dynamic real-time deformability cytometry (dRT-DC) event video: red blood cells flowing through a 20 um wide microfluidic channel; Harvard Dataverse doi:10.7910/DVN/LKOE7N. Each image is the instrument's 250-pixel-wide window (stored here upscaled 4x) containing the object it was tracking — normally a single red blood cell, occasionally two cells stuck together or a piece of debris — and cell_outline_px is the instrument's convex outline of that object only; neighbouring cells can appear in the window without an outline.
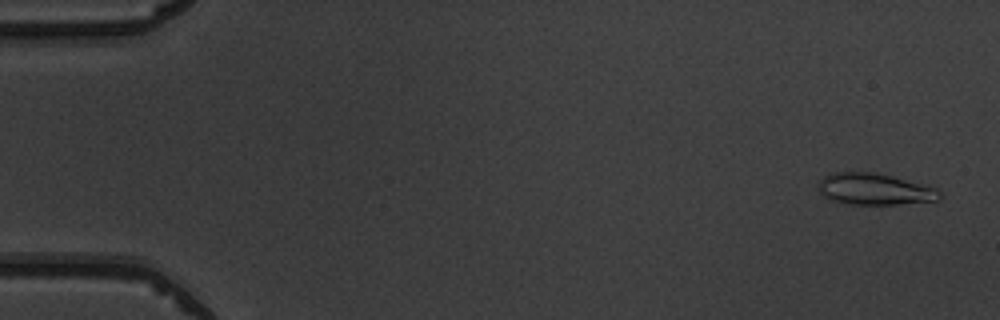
{"species": "common noctule bat (a hibernating species)", "species_latin": "Nyctalus noctula", "temperature_condition": "warm", "stored_images_in_passage": 51, "camera_frame_rate_fps": 3000, "um_per_image_px": 0.085, "animal": {"sex": "male", "body_mass_g": 19.5, "forearm_length_mm": 54.6}, "frame": {"image": 1, "passage_image": 2, "time_ms": 0.333, "image_size_px": [1000, 320], "cell_outline_px": [[940, 200], [896, 204], [848, 204], [828, 200], [820, 192], [816, 184], [824, 176], [836, 172], [872, 172], [892, 176], [936, 188], [940, 192]], "centroid_in_image_um": [74.28, 16.08], "position_along_channel_um": 10.7, "area_um2": 22.2}}
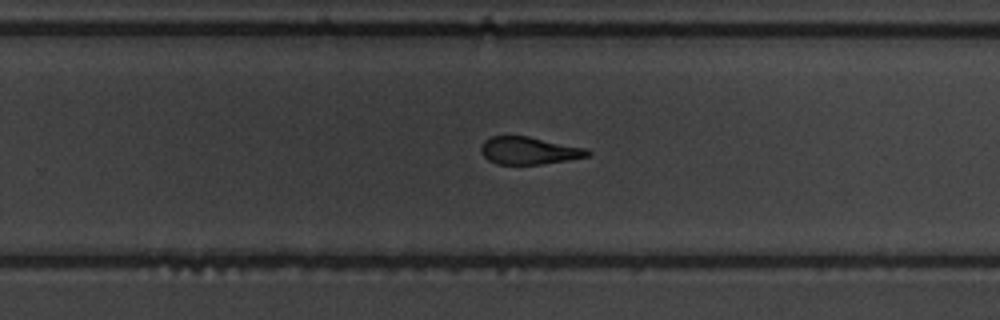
{"frame": {"image": 2, "passage_image": 33, "time_ms": 10.667, "image_size_px": [1000, 320], "cell_outline_px": [[592, 152], [588, 156], [568, 160], [540, 164], [496, 164], [488, 160], [480, 152], [480, 148], [484, 140], [492, 136], [528, 136], [588, 148]], "centroid_in_image_um": [44.97, 12.8], "position_along_channel_um": 284.8, "area_um2": 17.17}}
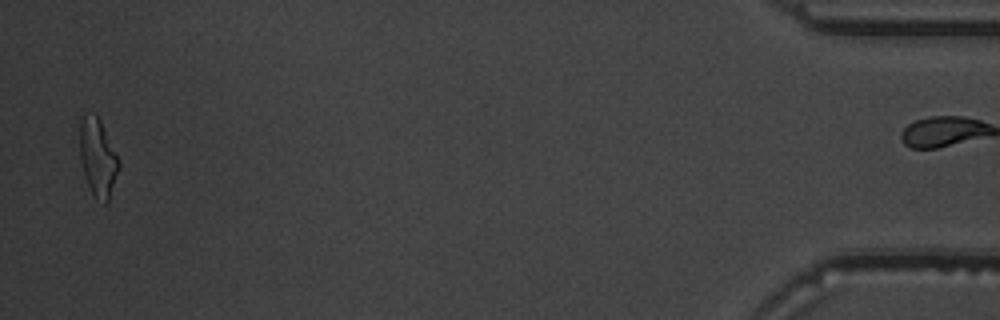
{"frame": {"image": 3, "passage_image": 50, "time_ms": 16.333, "image_size_px": [1000, 320], "cell_outline_px": [[120, 168], [108, 200], [104, 204], [92, 192], [84, 176], [80, 160], [80, 120], [84, 112], [96, 112], [120, 160]], "centroid_in_image_um": [8.31, 13.32], "position_along_channel_um": 426.9, "area_um2": 17.8}, "authors_computed_cell_mechanics": {"area_um2": 18.8428, "velocity_mm_per_s": 4.0117, "shape_relaxation_time_tau1_ms": 4.8857, "shape_relaxation_time_tau2_ms": 3.0761, "deformation_change_tau1": 0.1783, "deformation_change_tau2": 0.1258}}